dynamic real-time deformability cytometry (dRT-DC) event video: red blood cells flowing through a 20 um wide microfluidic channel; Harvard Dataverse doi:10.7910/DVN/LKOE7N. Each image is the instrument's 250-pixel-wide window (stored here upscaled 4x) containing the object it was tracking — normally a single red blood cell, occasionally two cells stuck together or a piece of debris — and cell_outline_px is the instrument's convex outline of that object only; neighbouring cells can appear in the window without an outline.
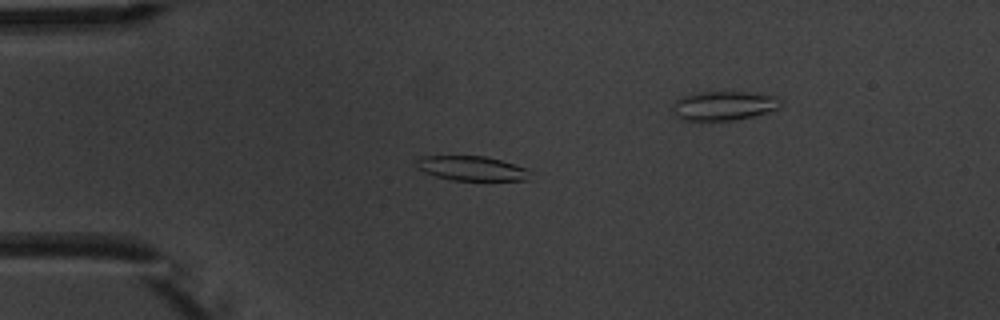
{"species": "common noctule bat (a hibernating species)", "species_latin": "Nyctalus noctula", "temperature_condition": "warm", "stored_images_in_passage": 9, "segment_of_instrument_passage": [1, 2], "camera_frame_rate_fps": 3000, "um_per_image_px": 0.085, "animal": {"sex": "male", "body_mass_g": 20.1, "forearm_length_mm": 53.5}, "frame": {"image": 1, "passage_image": 3, "time_ms": 3.333, "image_size_px": [1000, 320], "cell_outline_px": [[528, 180], [452, 180], [436, 176], [424, 172], [416, 168], [416, 160], [420, 156], [484, 156], [500, 160], [524, 168]], "centroid_in_image_um": [39.96, 14.3], "position_along_channel_um": 45.0, "area_um2": 15.9}}
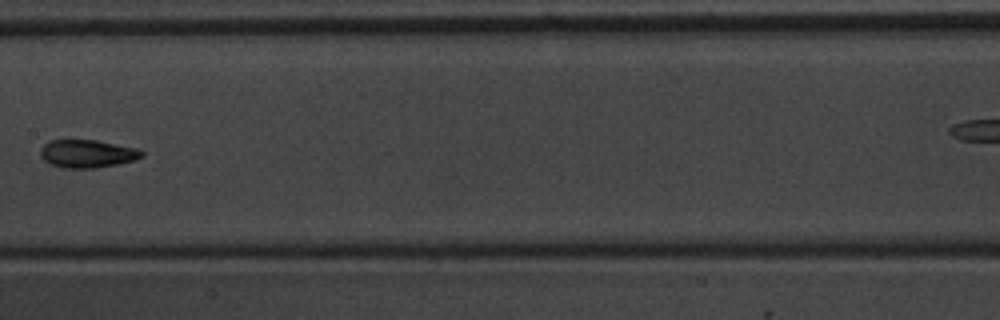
{"frame": {"image": 2, "passage_image": 7, "time_ms": 8.0, "image_size_px": [1000, 320], "cell_outline_px": [[144, 156], [132, 160], [116, 164], [96, 168], [64, 168], [52, 164], [44, 160], [40, 156], [40, 148], [48, 140], [96, 140], [136, 148], [144, 152]], "centroid_in_image_um": [7.39, 13.06], "position_along_channel_um": 200.0, "area_um2": 16.42}}
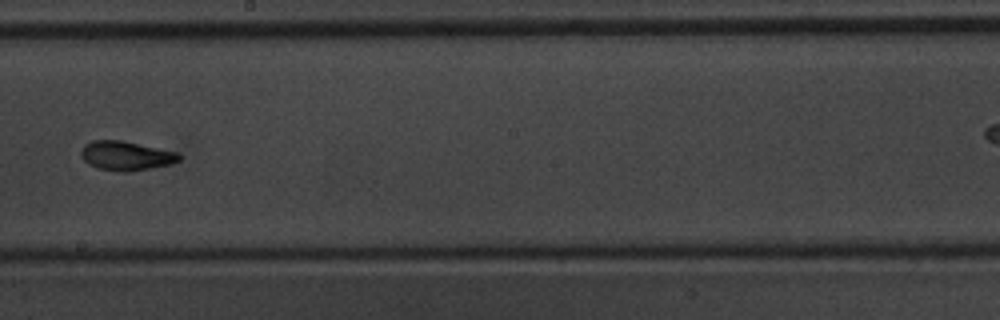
{"frame": {"image": 3, "passage_image": 8, "time_ms": 9.0, "image_size_px": [1000, 320], "cell_outline_px": [[180, 160], [172, 164], [152, 168], [128, 172], [124, 172], [96, 168], [88, 164], [80, 156], [80, 152], [84, 144], [92, 140], [120, 140], [180, 152]], "centroid_in_image_um": [10.72, 13.24], "position_along_channel_um": 237.5, "area_um2": 16.94}}